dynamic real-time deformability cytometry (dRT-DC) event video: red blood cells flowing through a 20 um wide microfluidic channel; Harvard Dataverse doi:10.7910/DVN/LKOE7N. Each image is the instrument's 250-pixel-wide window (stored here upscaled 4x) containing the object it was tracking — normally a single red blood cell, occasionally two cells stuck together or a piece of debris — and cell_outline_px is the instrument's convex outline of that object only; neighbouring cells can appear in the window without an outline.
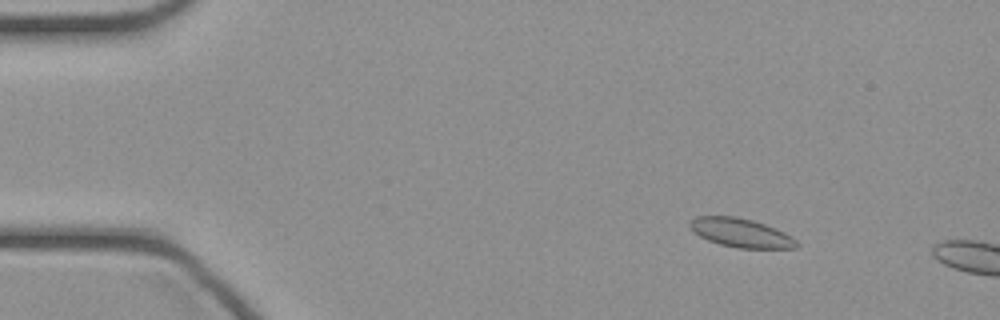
{"species": "common noctule bat (a hibernating species)", "species_latin": "Nyctalus noctula", "temperature_condition": "cold", "stored_images_in_passage": 9, "camera_frame_rate_fps": 3000, "um_per_image_px": 0.085, "animal": {"sex": "female", "body_mass_g": 21.9}, "frame": {"image": 1, "passage_image": 6, "time_ms": 1.667, "image_size_px": [1000, 320], "cell_outline_px": [[800, 244], [796, 248], [736, 248], [720, 244], [708, 240], [692, 232], [688, 224], [696, 216], [736, 216], [752, 220], [776, 228], [792, 236]], "centroid_in_image_um": [62.98, 19.79], "position_along_channel_um": 22.0, "area_um2": 18.03}}